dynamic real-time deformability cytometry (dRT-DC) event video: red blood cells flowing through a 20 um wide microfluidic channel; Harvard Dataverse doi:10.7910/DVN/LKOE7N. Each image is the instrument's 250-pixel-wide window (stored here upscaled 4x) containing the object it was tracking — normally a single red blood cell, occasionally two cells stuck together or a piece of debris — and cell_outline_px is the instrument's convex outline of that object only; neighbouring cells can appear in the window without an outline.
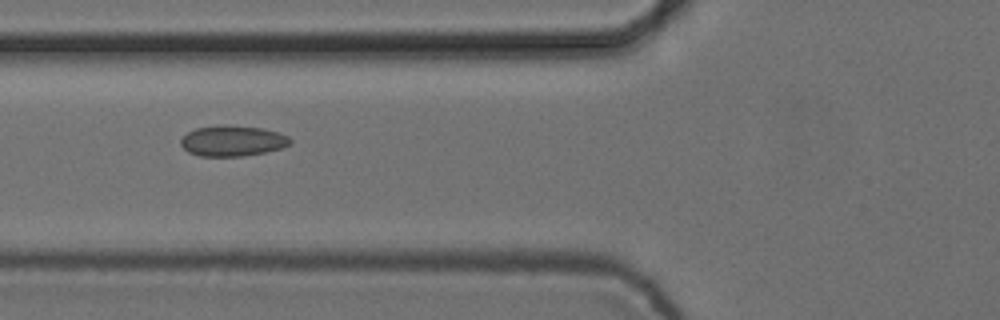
{"species": "common noctule bat (a hibernating species)", "species_latin": "Nyctalus noctula", "temperature_condition": "cold", "stored_images_in_passage": 4, "camera_frame_rate_fps": 3000, "um_per_image_px": 0.085, "animal": {"sex": "female", "body_mass_g": 24.6, "forearm_length_mm": 56.2}, "frame": {"image": 1, "passage_image": 2, "time_ms": 0.333, "image_size_px": [1000, 320], "cell_outline_px": [[292, 144], [280, 148], [264, 152], [244, 156], [200, 156], [188, 152], [180, 144], [180, 140], [188, 132], [196, 128], [220, 124], [224, 124], [264, 128], [288, 136], [292, 140]], "centroid_in_image_um": [19.76, 11.96], "position_along_channel_um": 106.0, "area_um2": 19.65}}
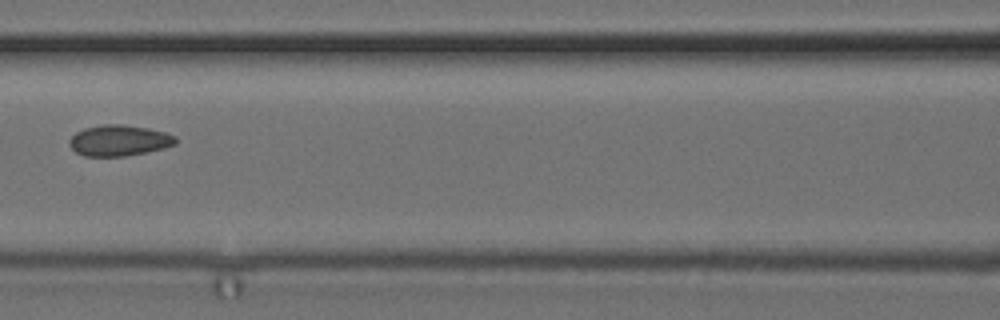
{"frame": {"image": 2, "passage_image": 3, "time_ms": 0.667, "image_size_px": [1000, 320], "cell_outline_px": [[176, 144], [164, 148], [124, 156], [84, 156], [76, 152], [68, 144], [68, 140], [76, 132], [84, 128], [104, 124], [124, 124], [148, 128], [164, 132], [176, 136]], "centroid_in_image_um": [10.1, 11.93], "position_along_channel_um": 156.5, "area_um2": 19.13}}
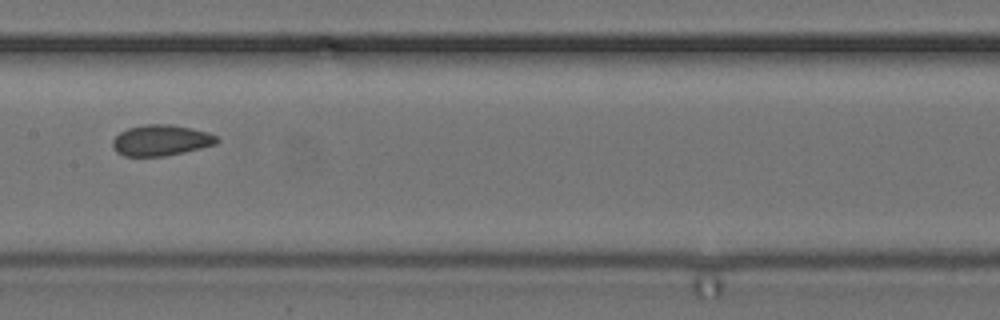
{"frame": {"image": 3, "passage_image": 4, "time_ms": 1.0, "image_size_px": [1000, 320], "cell_outline_px": [[220, 140], [216, 144], [184, 152], [164, 156], [124, 156], [116, 152], [112, 148], [112, 140], [120, 132], [128, 128], [144, 124], [168, 124], [208, 132], [216, 136]], "centroid_in_image_um": [13.65, 11.93], "position_along_channel_um": 193.7, "area_um2": 18.73}}